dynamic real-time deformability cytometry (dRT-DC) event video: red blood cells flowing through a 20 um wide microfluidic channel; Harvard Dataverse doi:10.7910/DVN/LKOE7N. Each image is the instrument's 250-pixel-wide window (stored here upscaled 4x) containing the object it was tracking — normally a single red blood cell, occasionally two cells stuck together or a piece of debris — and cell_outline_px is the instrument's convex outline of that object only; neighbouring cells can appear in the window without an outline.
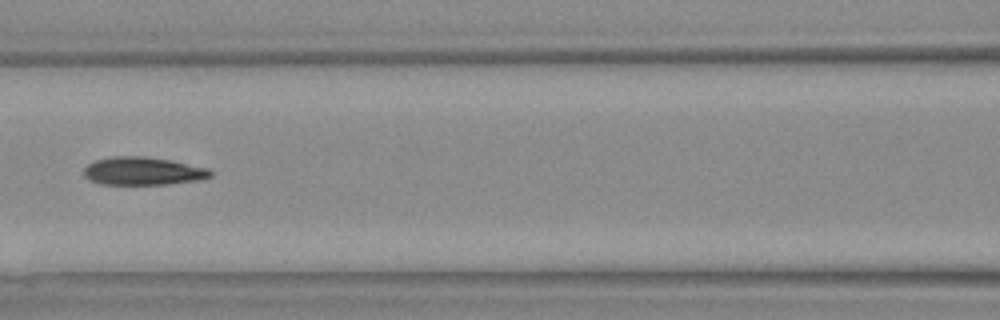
{"species": "Egyptian fruit bat (a non-hibernating species)", "species_latin": "Rousettus aegyptiacus", "temperature_condition": "warm", "stored_images_in_passage": 28, "camera_frame_rate_fps": 3000, "um_per_image_px": 0.085, "animal": {"sex": "female"}, "frame": {"image": 1, "passage_image": 9, "time_ms": 2.667, "image_size_px": [1000, 320], "cell_outline_px": [[212, 176], [196, 180], [168, 184], [100, 184], [88, 180], [84, 176], [84, 168], [88, 164], [96, 160], [112, 156], [144, 156], [168, 160], [208, 168], [212, 172]], "centroid_in_image_um": [12.1, 14.54], "position_along_channel_um": 154.5, "area_um2": 20.52}}